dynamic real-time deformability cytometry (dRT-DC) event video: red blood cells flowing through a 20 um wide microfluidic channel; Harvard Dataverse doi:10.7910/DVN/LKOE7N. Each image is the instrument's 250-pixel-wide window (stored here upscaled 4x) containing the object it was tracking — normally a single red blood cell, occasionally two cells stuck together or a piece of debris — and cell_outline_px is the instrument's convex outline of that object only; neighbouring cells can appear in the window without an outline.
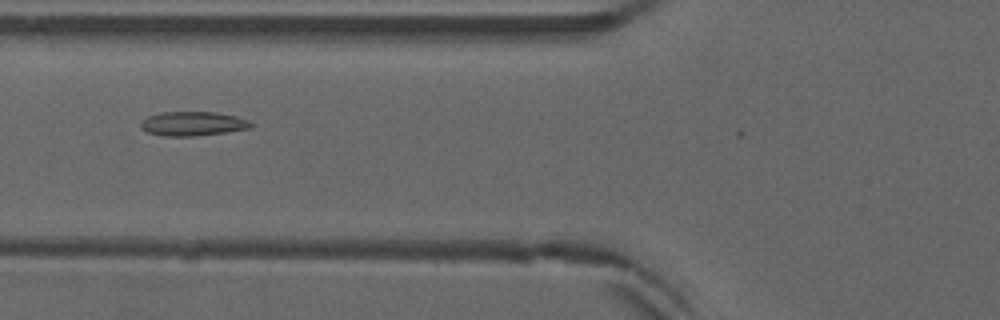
{"species": "common noctule bat (a hibernating species)", "species_latin": "Nyctalus noctula", "temperature_condition": "warm", "stored_images_in_passage": 25, "camera_frame_rate_fps": 3000, "um_per_image_px": 0.085, "animal": {"sex": "male", "forearm_length_mm": 52.5}, "frame": {"image": 1, "passage_image": 10, "time_ms": 3.0, "image_size_px": [1000, 320], "cell_outline_px": [[256, 124], [252, 128], [196, 136], [164, 136], [148, 132], [140, 128], [140, 120], [148, 116], [164, 112], [216, 112], [236, 116], [248, 120]], "centroid_in_image_um": [16.4, 10.51], "position_along_channel_um": 109.4, "area_um2": 15.66}}
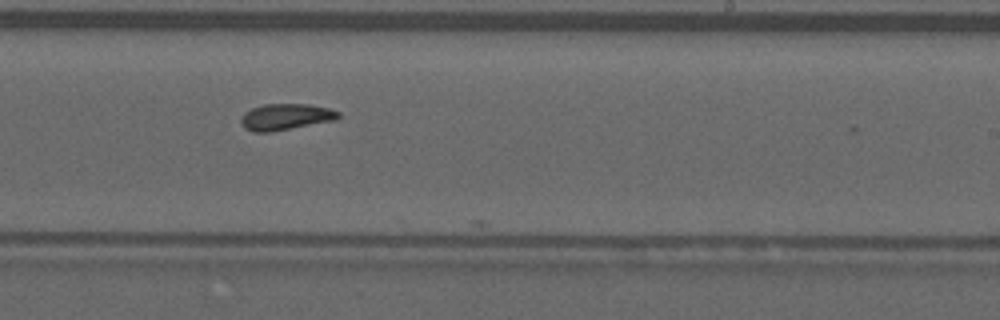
{"frame": {"image": 2, "passage_image": 22, "time_ms": 7.0, "image_size_px": [1000, 320], "cell_outline_px": [[340, 116], [336, 120], [272, 132], [252, 132], [244, 128], [240, 120], [244, 112], [252, 108], [264, 104], [308, 104], [328, 108], [340, 112]], "centroid_in_image_um": [24.27, 9.94], "position_along_channel_um": 264.7, "area_um2": 15.03}}